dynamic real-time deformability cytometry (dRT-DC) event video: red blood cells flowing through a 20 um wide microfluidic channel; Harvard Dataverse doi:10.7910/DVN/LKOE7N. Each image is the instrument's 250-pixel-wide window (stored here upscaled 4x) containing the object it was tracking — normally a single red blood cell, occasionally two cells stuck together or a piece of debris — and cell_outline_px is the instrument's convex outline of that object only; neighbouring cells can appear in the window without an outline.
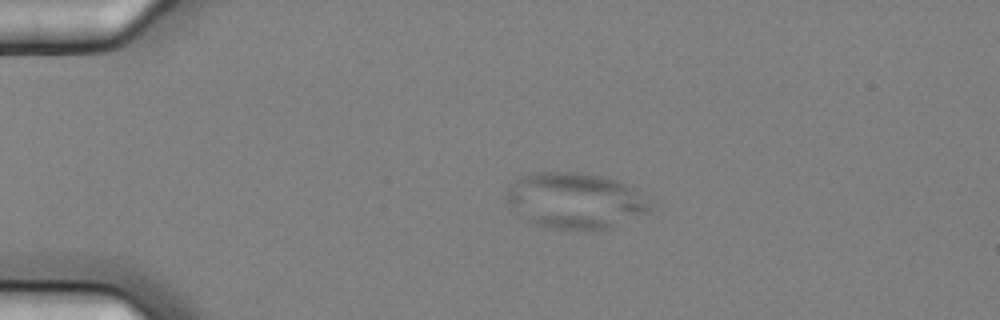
{"species": "common noctule bat (a hibernating species)", "species_latin": "Nyctalus noctula", "temperature_condition": "cold", "stored_images_in_passage": 6, "camera_frame_rate_fps": 3000, "um_per_image_px": 0.085, "animal": {"sex": "female", "body_mass_g": 25.1}, "frame": {"image": 1, "passage_image": 4, "time_ms": 1.0, "image_size_px": [1000, 320], "cell_outline_px": [[652, 208], [648, 212], [608, 232], [584, 232], [552, 228], [532, 224], [504, 200], [504, 196], [508, 188], [520, 176], [536, 172], [580, 172], [600, 176], [616, 180], [636, 188]], "centroid_in_image_um": [48.92, 17.11], "position_along_channel_um": 36.1, "area_um2": 47.86}}